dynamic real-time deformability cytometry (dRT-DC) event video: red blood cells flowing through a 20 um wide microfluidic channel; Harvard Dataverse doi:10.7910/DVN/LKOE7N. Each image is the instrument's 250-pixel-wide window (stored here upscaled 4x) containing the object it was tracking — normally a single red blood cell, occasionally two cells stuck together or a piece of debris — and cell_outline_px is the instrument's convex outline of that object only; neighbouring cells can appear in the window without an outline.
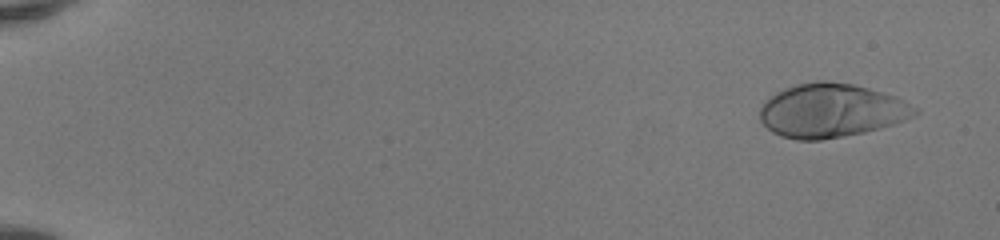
{"species": "human", "species_latin": "Homo sapiens", "temperature_condition": "room temperature", "stored_images_in_passage": 50, "camera_frame_rate_fps": 3000, "um_per_image_px": 0.085, "donor": {"sex": "female"}, "frame": {"image": 1, "passage_image": 3, "time_ms": 0.667, "image_size_px": [1000, 240], "cell_outline_px": [[920, 112], [904, 120], [880, 128], [864, 132], [844, 136], [820, 140], [796, 140], [780, 136], [772, 132], [760, 120], [760, 108], [764, 100], [776, 92], [784, 88], [796, 84], [816, 80], [828, 80], [852, 84], [868, 88], [896, 96], [916, 108]], "centroid_in_image_um": [70.61, 9.39], "position_along_channel_um": 14.4, "area_um2": 48.67}}
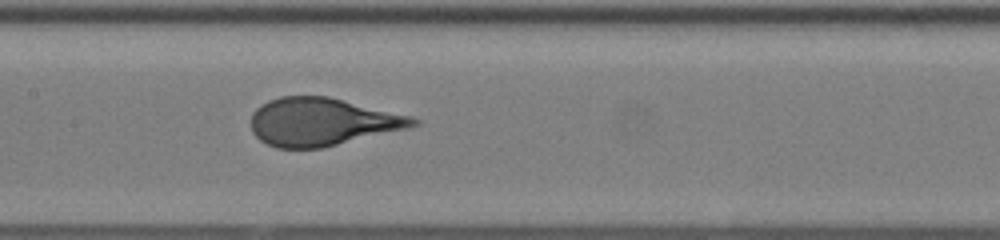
{"frame": {"image": 2, "passage_image": 27, "time_ms": 8.667, "image_size_px": [1000, 240], "cell_outline_px": [[420, 124], [408, 128], [320, 148], [276, 148], [260, 140], [252, 132], [252, 112], [260, 104], [268, 100], [280, 96], [328, 96], [412, 116], [420, 120]], "centroid_in_image_um": [27.37, 10.34], "position_along_channel_um": 180.0, "area_um2": 45.14}}
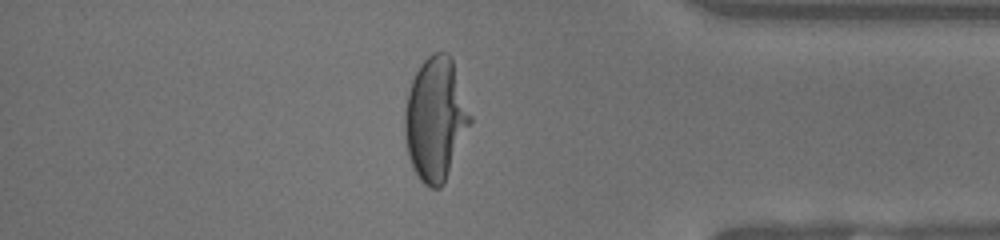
{"frame": {"image": 3, "passage_image": 44, "time_ms": 14.333, "image_size_px": [1000, 240], "cell_outline_px": [[472, 120], [444, 184], [440, 188], [432, 188], [424, 184], [420, 180], [408, 156], [404, 136], [404, 112], [408, 92], [412, 80], [420, 64], [432, 52], [448, 52], [452, 56], [472, 116]], "centroid_in_image_um": [37.02, 10.09], "position_along_channel_um": 398.2, "area_um2": 47.16}}